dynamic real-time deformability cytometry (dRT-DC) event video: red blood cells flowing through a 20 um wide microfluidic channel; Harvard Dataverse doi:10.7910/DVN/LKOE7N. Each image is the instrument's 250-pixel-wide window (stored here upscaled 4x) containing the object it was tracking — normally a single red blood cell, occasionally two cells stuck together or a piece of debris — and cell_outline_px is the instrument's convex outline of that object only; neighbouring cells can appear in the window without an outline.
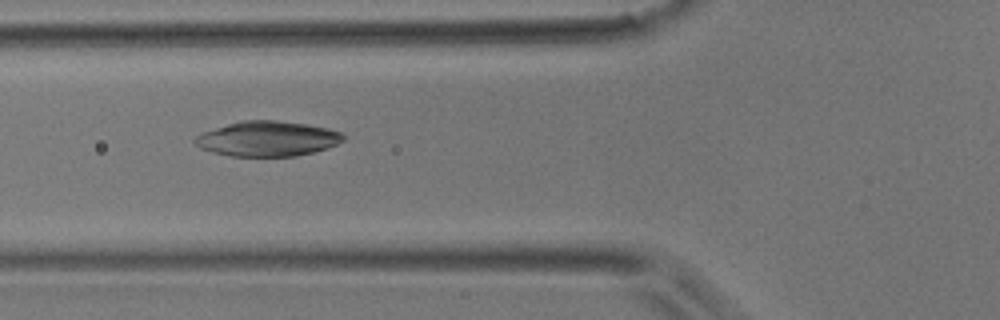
{"species": "common noctule bat (a hibernating species)", "species_latin": "Nyctalus noctula", "temperature_condition": "room temperature", "stored_images_in_passage": 44, "camera_frame_rate_fps": 3000, "um_per_image_px": 0.085, "animal": {"sex": "male", "body_mass_g": 17.9}, "frame": {"image": 1, "passage_image": 16, "time_ms": 5.0, "image_size_px": [1000, 320], "cell_outline_px": [[344, 140], [328, 148], [296, 156], [228, 156], [212, 152], [200, 148], [192, 140], [196, 136], [204, 132], [240, 120], [276, 120], [304, 124], [328, 128], [340, 132], [344, 136]], "centroid_in_image_um": [22.72, 11.79], "position_along_channel_um": 103.1, "area_um2": 30.17}}
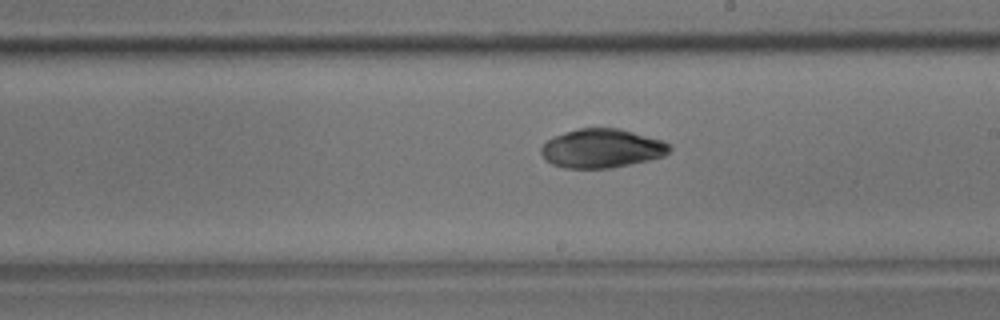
{"frame": {"image": 2, "passage_image": 25, "time_ms": 8.0, "image_size_px": [1000, 320], "cell_outline_px": [[672, 148], [664, 156], [648, 160], [612, 168], [564, 168], [552, 164], [544, 160], [540, 152], [540, 148], [548, 140], [564, 132], [580, 128], [620, 128], [664, 140], [672, 144]], "centroid_in_image_um": [51.18, 12.61], "position_along_channel_um": 237.8, "area_um2": 29.36}}
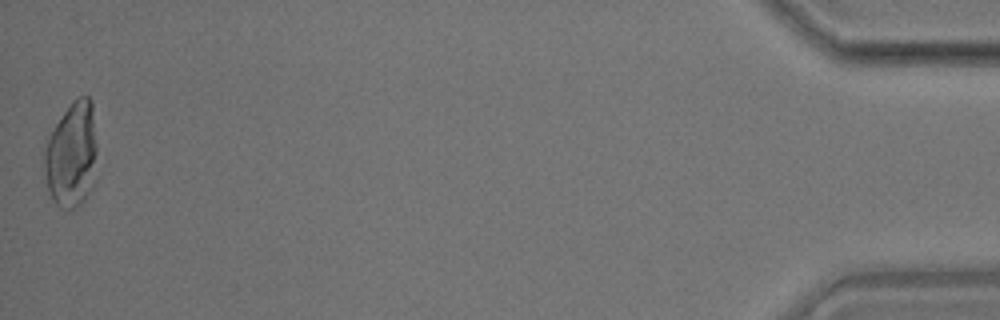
{"frame": {"image": 3, "passage_image": 44, "time_ms": 14.333, "image_size_px": [1000, 320], "cell_outline_px": [[96, 152], [88, 192], [84, 200], [80, 204], [72, 208], [60, 208], [52, 200], [48, 188], [44, 168], [44, 152], [48, 140], [56, 124], [72, 100], [80, 96], [88, 96], [92, 100], [96, 144]], "centroid_in_image_um": [6.07, 13.12], "position_along_channel_um": 429.1, "area_um2": 31.56}}